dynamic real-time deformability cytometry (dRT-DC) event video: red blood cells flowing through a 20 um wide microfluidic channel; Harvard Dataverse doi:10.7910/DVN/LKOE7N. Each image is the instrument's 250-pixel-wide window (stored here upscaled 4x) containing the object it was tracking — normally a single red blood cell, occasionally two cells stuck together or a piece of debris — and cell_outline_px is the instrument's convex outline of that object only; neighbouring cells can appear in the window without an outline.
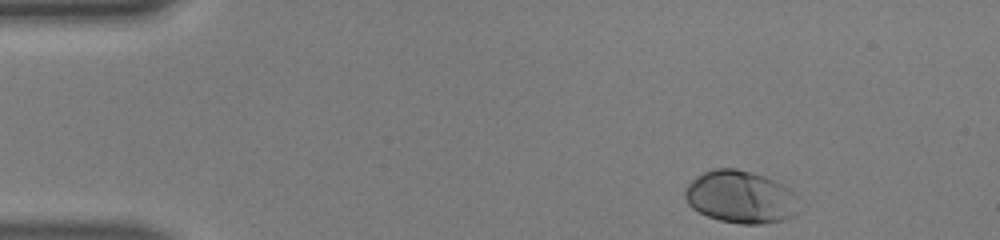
{"species": "human", "species_latin": "Homo sapiens", "temperature_condition": "warm", "stored_images_in_passage": 44, "camera_frame_rate_fps": 3000, "um_per_image_px": 0.085, "donor": {"sex": "male"}, "frame": {"image": 1, "passage_image": 1, "time_ms": 0.0, "image_size_px": [1000, 240], "cell_outline_px": [[796, 216], [784, 220], [764, 224], [740, 224], [720, 220], [708, 216], [692, 208], [688, 204], [684, 196], [684, 192], [688, 184], [692, 180], [704, 172], [712, 168], [736, 168], [764, 176], [788, 188], [796, 196]], "centroid_in_image_um": [62.93, 16.75], "position_along_channel_um": 22.1, "area_um2": 34.68}}
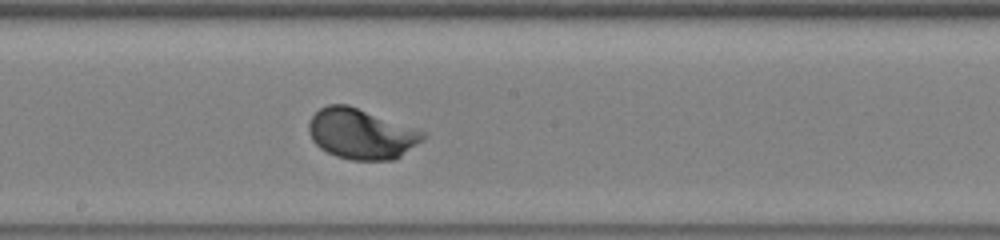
{"frame": {"image": 2, "passage_image": 22, "time_ms": 7.0, "image_size_px": [1000, 240], "cell_outline_px": [[428, 136], [424, 140], [396, 160], [352, 160], [336, 156], [320, 148], [312, 140], [308, 132], [308, 124], [312, 116], [320, 108], [328, 104], [348, 104], [416, 128], [424, 132]], "centroid_in_image_um": [30.73, 11.38], "position_along_channel_um": 217.5, "area_um2": 33.81}}
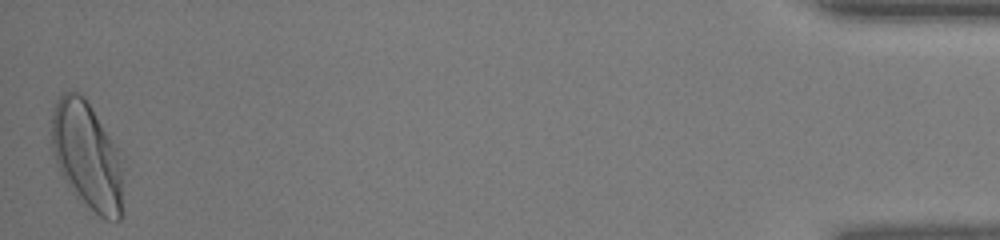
{"frame": {"image": 3, "passage_image": 44, "time_ms": 14.333, "image_size_px": [1000, 240], "cell_outline_px": [[120, 220], [104, 220], [76, 196], [72, 192], [60, 172], [52, 148], [52, 116], [56, 100], [64, 92], [80, 92], [84, 96], [116, 148], [120, 172]], "centroid_in_image_um": [7.33, 13.22], "position_along_channel_um": 427.9, "area_um2": 43.29}, "authors_computed_cell_mechanics": {"area_um2": 32.4547, "velocity_mm_per_s": 4.119, "shape_relaxation_time_tau1_ms": 1.5206, "shape_relaxation_time_tau2_ms": null, "deformation_change_tau1": 0.1546, "deformation_change_tau2": null}}